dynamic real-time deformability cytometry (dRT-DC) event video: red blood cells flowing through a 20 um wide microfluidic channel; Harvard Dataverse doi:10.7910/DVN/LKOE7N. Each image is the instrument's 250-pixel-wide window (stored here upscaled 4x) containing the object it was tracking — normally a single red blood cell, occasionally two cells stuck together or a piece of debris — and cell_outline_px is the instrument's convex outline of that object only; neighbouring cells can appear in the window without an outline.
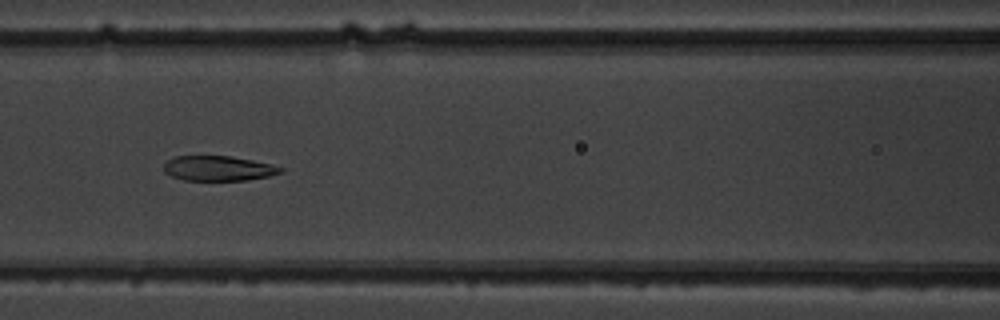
{"species": "common noctule bat (a hibernating species)", "species_latin": "Nyctalus noctula", "temperature_condition": "warm", "stored_images_in_passage": 9, "camera_frame_rate_fps": 3000, "um_per_image_px": 0.085, "animal": {"sex": "male", "body_mass_g": 19.5, "forearm_length_mm": 54.6}, "frame": {"image": 1, "passage_image": 7, "time_ms": 7.0, "image_size_px": [1000, 320], "cell_outline_px": [[284, 172], [272, 176], [244, 180], [184, 180], [172, 176], [164, 172], [164, 164], [168, 160], [176, 156], [232, 156], [272, 164], [284, 168]], "centroid_in_image_um": [18.61, 14.31], "position_along_channel_um": 148.0, "area_um2": 17.05}}
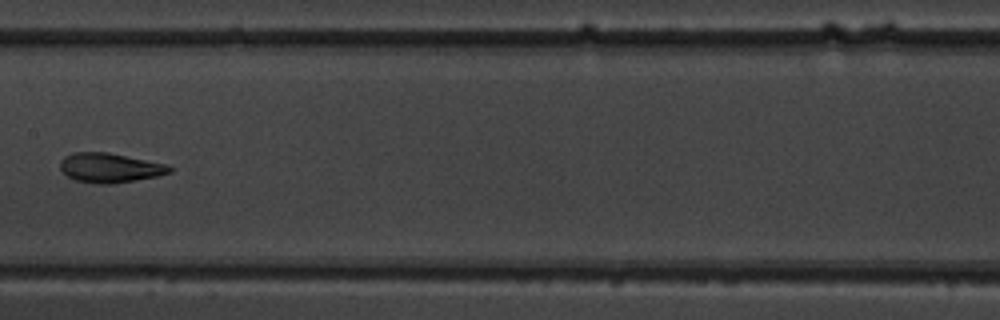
{"frame": {"image": 2, "passage_image": 8, "time_ms": 8.333, "image_size_px": [1000, 320], "cell_outline_px": [[172, 172], [156, 176], [108, 184], [96, 184], [76, 180], [68, 176], [60, 168], [60, 160], [64, 156], [72, 152], [108, 152], [168, 164], [172, 168]], "centroid_in_image_um": [9.32, 14.24], "position_along_channel_um": 198.1, "area_um2": 18.73}}
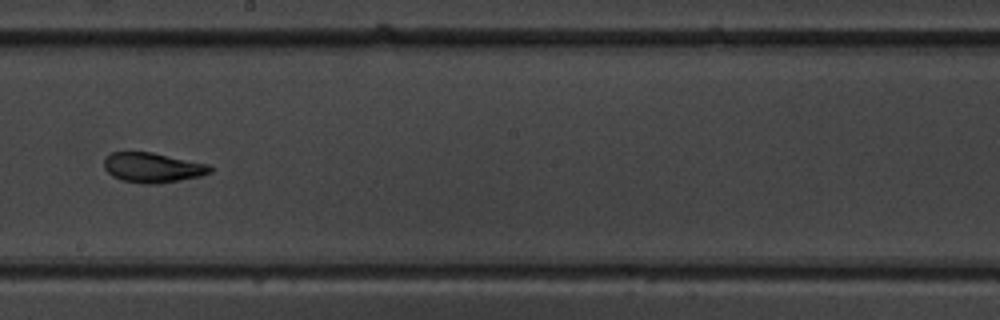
{"frame": {"image": 3, "passage_image": 9, "time_ms": 9.333, "image_size_px": [1000, 320], "cell_outline_px": [[212, 172], [200, 176], [180, 180], [156, 184], [148, 184], [120, 180], [112, 176], [104, 168], [104, 160], [112, 152], [152, 152], [208, 164], [212, 168]], "centroid_in_image_um": [12.97, 14.25], "position_along_channel_um": 235.2, "area_um2": 18.38}}